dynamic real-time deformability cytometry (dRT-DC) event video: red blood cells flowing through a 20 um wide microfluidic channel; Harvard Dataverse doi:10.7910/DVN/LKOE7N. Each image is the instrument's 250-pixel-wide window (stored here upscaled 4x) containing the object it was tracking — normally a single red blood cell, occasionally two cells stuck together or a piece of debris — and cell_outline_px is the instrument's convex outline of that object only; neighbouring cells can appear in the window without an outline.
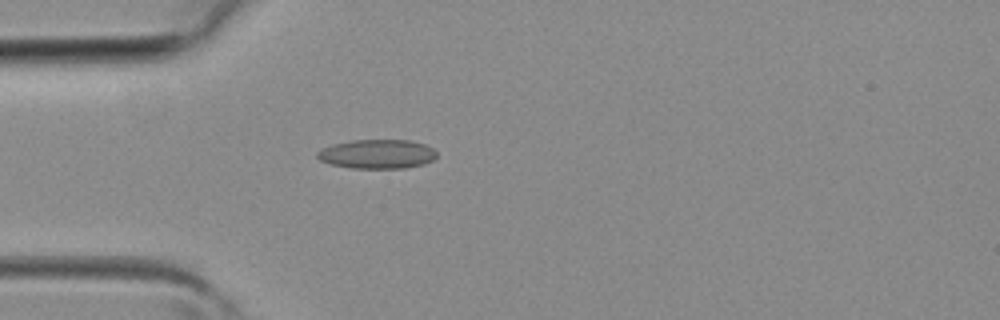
{"species": "common noctule bat (a hibernating species)", "species_latin": "Nyctalus noctula", "temperature_condition": "room temperature", "stored_images_in_passage": 3, "camera_frame_rate_fps": 3000, "um_per_image_px": 0.085, "animal": {"sex": "female", "body_mass_g": 19.3, "forearm_length_mm": 54.1}, "frame": {"image": 1, "passage_image": 3, "time_ms": 0.667, "image_size_px": [1000, 320], "cell_outline_px": [[436, 156], [432, 160], [424, 164], [404, 168], [352, 168], [332, 164], [320, 160], [316, 156], [316, 152], [320, 148], [332, 144], [352, 140], [408, 140], [424, 144], [432, 148], [436, 152]], "centroid_in_image_um": [32.03, 13.09], "position_along_channel_um": 53.0, "area_um2": 20.29}}